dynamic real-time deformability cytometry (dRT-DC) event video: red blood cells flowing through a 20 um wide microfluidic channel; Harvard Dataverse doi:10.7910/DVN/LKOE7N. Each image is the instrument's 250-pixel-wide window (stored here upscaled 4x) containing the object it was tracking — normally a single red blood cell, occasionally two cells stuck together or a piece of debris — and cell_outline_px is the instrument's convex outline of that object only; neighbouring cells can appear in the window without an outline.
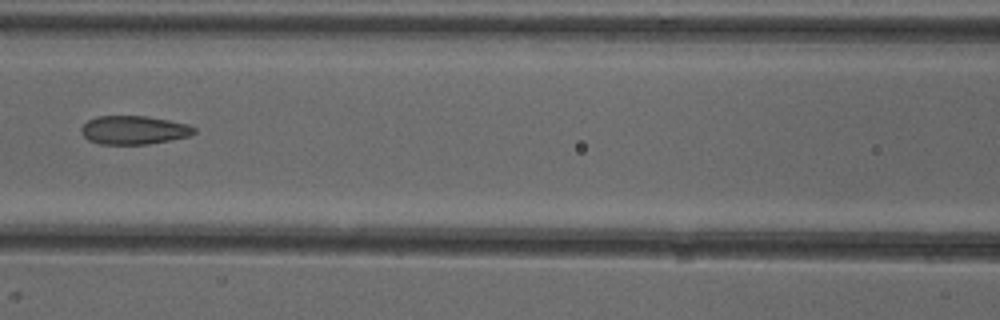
{"species": "common noctule bat (a hibernating species)", "species_latin": "Nyctalus noctula", "temperature_condition": "cold", "stored_images_in_passage": 7, "camera_frame_rate_fps": 3000, "um_per_image_px": 0.085, "animal": {"sex": "female"}, "frame": {"image": 1, "passage_image": 6, "time_ms": 7.0, "image_size_px": [1000, 320], "cell_outline_px": [[196, 132], [188, 136], [172, 140], [148, 144], [100, 144], [88, 140], [80, 132], [80, 128], [88, 120], [96, 116], [148, 116], [188, 124], [196, 128]], "centroid_in_image_um": [11.37, 11.05], "position_along_channel_um": 155.2, "area_um2": 18.9}}
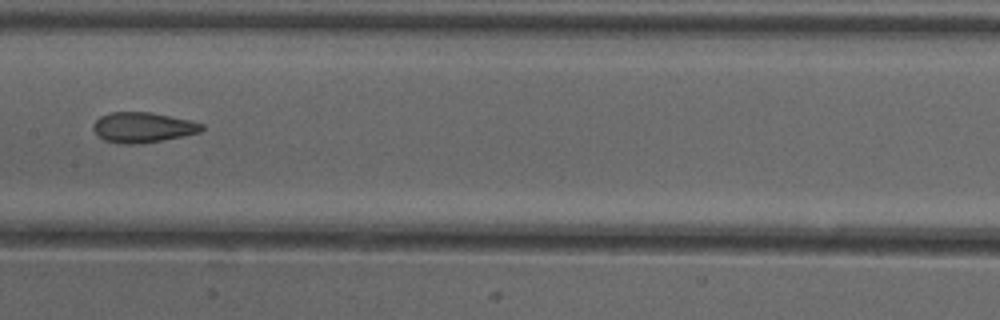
{"frame": {"image": 2, "passage_image": 7, "time_ms": 8.0, "image_size_px": [1000, 320], "cell_outline_px": [[204, 128], [200, 132], [140, 144], [120, 144], [104, 140], [92, 128], [92, 124], [100, 116], [112, 112], [152, 112], [192, 120], [204, 124]], "centroid_in_image_um": [12.14, 10.82], "position_along_channel_um": 195.3, "area_um2": 19.13}}